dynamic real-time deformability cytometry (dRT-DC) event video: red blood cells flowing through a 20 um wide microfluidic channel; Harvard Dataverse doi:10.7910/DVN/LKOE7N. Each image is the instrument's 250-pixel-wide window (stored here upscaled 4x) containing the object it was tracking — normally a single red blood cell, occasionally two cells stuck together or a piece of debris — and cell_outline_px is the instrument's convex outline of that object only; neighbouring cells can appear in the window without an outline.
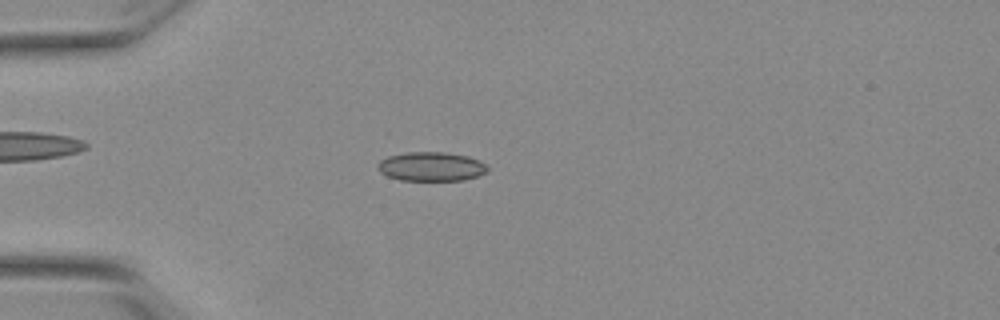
{"species": "Egyptian fruit bat (a non-hibernating species)", "species_latin": "Rousettus aegyptiacus", "temperature_condition": "warm", "stored_images_in_passage": 53, "camera_frame_rate_fps": 3000, "um_per_image_px": 0.085, "animal": {"sex": "female"}, "frame": {"image": 1, "passage_image": 15, "time_ms": 4.667, "image_size_px": [1000, 320], "cell_outline_px": [[488, 172], [464, 180], [400, 180], [388, 176], [380, 172], [376, 168], [376, 164], [380, 160], [388, 156], [404, 152], [448, 152], [468, 156], [480, 160], [488, 168]], "centroid_in_image_um": [36.63, 14.14], "position_along_channel_um": 48.4, "area_um2": 18.79}}
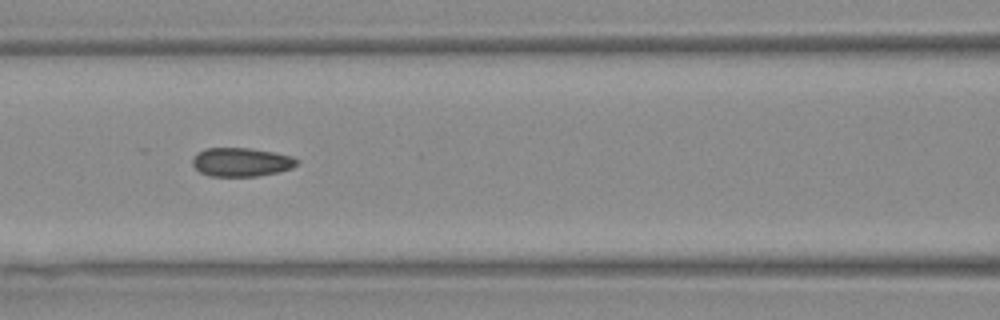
{"frame": {"image": 2, "passage_image": 24, "time_ms": 7.667, "image_size_px": [1000, 320], "cell_outline_px": [[296, 164], [292, 168], [280, 172], [256, 176], [208, 176], [200, 172], [192, 164], [192, 160], [196, 152], [204, 148], [248, 148], [272, 152], [292, 156], [296, 160]], "centroid_in_image_um": [20.46, 13.78], "position_along_channel_um": 146.1, "area_um2": 17.46}}
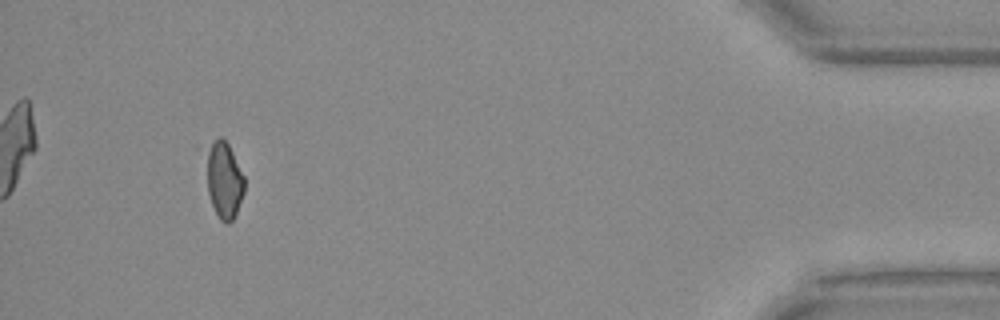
{"frame": {"image": 3, "passage_image": 50, "time_ms": 16.333, "image_size_px": [1000, 320], "cell_outline_px": [[244, 192], [236, 212], [232, 220], [228, 224], [220, 220], [212, 204], [208, 192], [204, 152], [204, 148], [220, 136], [228, 144], [244, 176]], "centroid_in_image_um": [19.0, 15.25], "position_along_channel_um": 416.2, "area_um2": 17.11}, "authors_computed_cell_mechanics": {"area_um2": 17.7446, "velocity_mm_per_s": 3.8633, "shape_relaxation_time_tau1_ms": null, "shape_relaxation_time_tau2_ms": 1.4024, "deformation_change_tau1": null, "deformation_change_tau2": 0.0614}}